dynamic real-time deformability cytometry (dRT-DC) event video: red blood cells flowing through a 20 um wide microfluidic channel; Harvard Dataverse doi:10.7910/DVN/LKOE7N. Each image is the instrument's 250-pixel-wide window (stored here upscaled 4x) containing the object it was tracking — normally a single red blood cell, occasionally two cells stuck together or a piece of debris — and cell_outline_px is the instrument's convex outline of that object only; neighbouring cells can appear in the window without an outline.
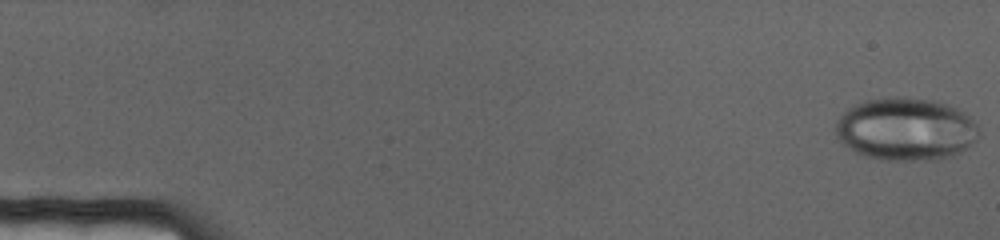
{"species": "human", "species_latin": "Homo sapiens", "temperature_condition": "cold", "stored_images_in_passage": 70, "camera_frame_rate_fps": 3000, "um_per_image_px": 0.085, "donor": {"sex": "female"}, "frame": {"image": 1, "passage_image": 1, "time_ms": 0.0, "image_size_px": [1000, 240], "cell_outline_px": [[980, 132], [976, 140], [972, 144], [956, 156], [940, 160], [884, 160], [864, 156], [848, 148], [836, 136], [836, 120], [848, 108], [856, 104], [868, 100], [892, 96], [908, 96], [936, 100], [948, 104], [964, 112], [976, 124]], "centroid_in_image_um": [77.02, 10.98], "position_along_channel_um": 8.0, "area_um2": 53.06}}
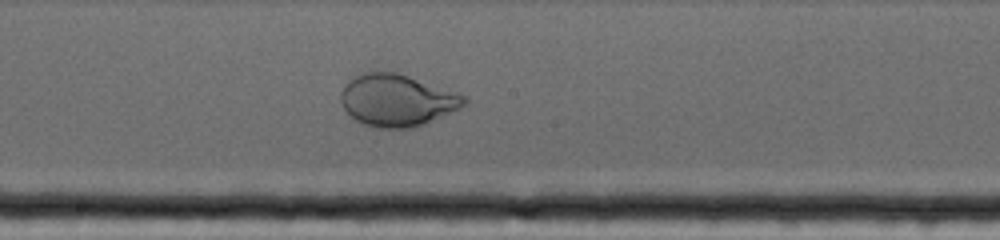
{"frame": {"image": 2, "passage_image": 38, "time_ms": 12.333, "image_size_px": [1000, 240], "cell_outline_px": [[468, 100], [464, 104], [416, 128], [376, 128], [364, 124], [356, 120], [344, 108], [340, 100], [340, 96], [344, 84], [348, 80], [364, 72], [396, 72], [468, 96]], "centroid_in_image_um": [33.71, 8.52], "position_along_channel_um": 214.5, "area_um2": 36.93}}
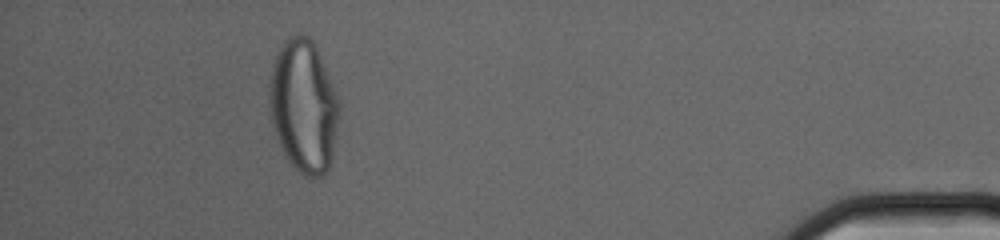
{"frame": {"image": 3, "passage_image": 64, "time_ms": 21.0, "image_size_px": [1000, 240], "cell_outline_px": [[340, 108], [336, 136], [332, 156], [328, 168], [324, 176], [304, 176], [288, 160], [276, 140], [272, 128], [268, 104], [268, 100], [272, 64], [284, 40], [288, 36], [296, 32], [300, 32], [308, 36], [312, 40], [316, 48], [336, 92], [340, 104]], "centroid_in_image_um": [25.78, 9.01], "position_along_channel_um": 409.4, "area_um2": 54.33}}